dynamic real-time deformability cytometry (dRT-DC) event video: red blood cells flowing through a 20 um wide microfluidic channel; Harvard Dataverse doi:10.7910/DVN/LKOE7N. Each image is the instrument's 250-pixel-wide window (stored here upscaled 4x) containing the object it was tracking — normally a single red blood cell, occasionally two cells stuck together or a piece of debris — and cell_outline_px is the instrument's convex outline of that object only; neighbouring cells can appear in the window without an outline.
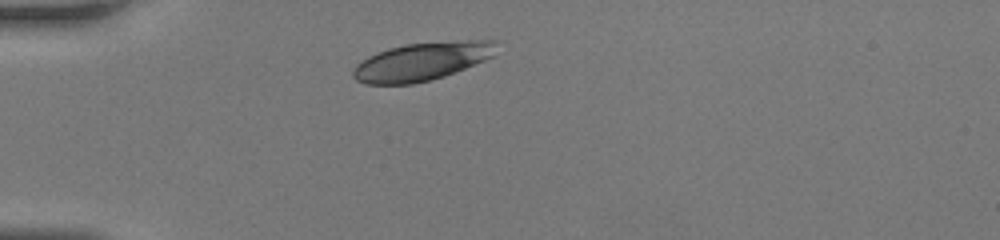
{"species": "human", "species_latin": "Homo sapiens", "temperature_condition": "room temperature", "stored_images_in_passage": 29, "camera_frame_rate_fps": 3000, "um_per_image_px": 0.085, "donor": {"sex": "female"}, "frame": {"image": 1, "passage_image": 1, "time_ms": 0.0, "image_size_px": [1000, 240], "cell_outline_px": [[496, 40], [492, 56], [484, 60], [444, 76], [432, 80], [412, 84], [364, 84], [356, 80], [352, 76], [352, 72], [356, 64], [368, 56], [388, 48], [404, 44], [468, 40]], "centroid_in_image_um": [35.79, 5.23], "position_along_channel_um": 49.2, "area_um2": 31.62}}
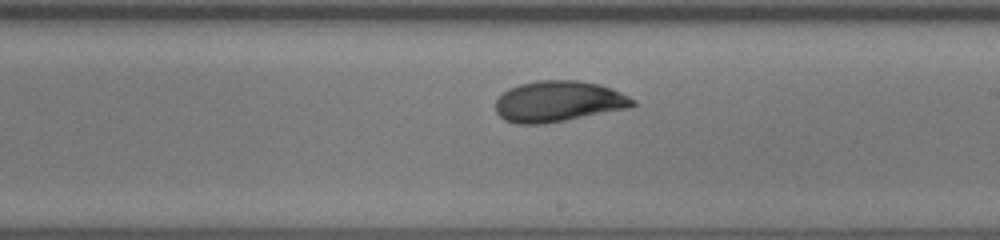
{"frame": {"image": 2, "passage_image": 16, "time_ms": 5.0, "image_size_px": [1000, 240], "cell_outline_px": [[636, 104], [632, 108], [544, 124], [516, 124], [504, 120], [496, 112], [496, 100], [508, 88], [520, 84], [540, 80], [580, 80], [600, 84], [612, 88], [636, 100]], "centroid_in_image_um": [47.5, 8.62], "position_along_channel_um": 241.5, "area_um2": 33.0}}
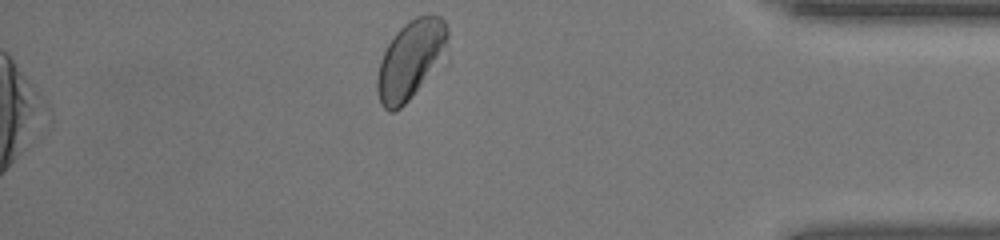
{"frame": {"image": 3, "passage_image": 29, "time_ms": 9.333, "image_size_px": [1000, 240], "cell_outline_px": [[448, 36], [440, 60], [412, 96], [400, 108], [392, 112], [388, 112], [380, 104], [376, 88], [376, 76], [380, 60], [388, 44], [396, 32], [408, 20], [416, 16], [428, 12], [432, 12], [440, 16], [444, 20], [448, 28]], "centroid_in_image_um": [34.86, 5.03], "position_along_channel_um": 400.3, "area_um2": 31.96}}